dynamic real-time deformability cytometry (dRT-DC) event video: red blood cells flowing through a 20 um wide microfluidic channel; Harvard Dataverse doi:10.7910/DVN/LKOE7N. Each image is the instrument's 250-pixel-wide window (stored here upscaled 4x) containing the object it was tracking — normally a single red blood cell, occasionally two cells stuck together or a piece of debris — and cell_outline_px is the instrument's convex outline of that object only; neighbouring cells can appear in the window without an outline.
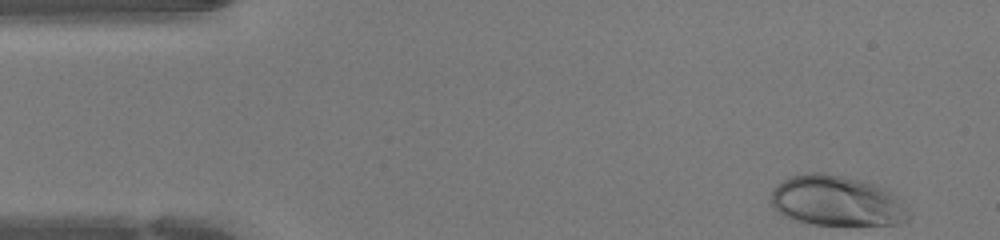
{"species": "human", "species_latin": "Homo sapiens", "temperature_condition": "warm", "stored_images_in_passage": 38, "camera_frame_rate_fps": 3000, "um_per_image_px": 0.085, "donor": {"sex": "female"}, "frame": {"image": 1, "passage_image": 1, "time_ms": 0.0, "image_size_px": [1000, 240], "cell_outline_px": [[908, 220], [896, 224], [812, 224], [792, 220], [784, 216], [772, 204], [772, 188], [776, 184], [792, 176], [808, 172], [828, 172], [860, 180], [884, 188], [896, 196], [908, 208]], "centroid_in_image_um": [71.1, 17.06], "position_along_channel_um": 13.9, "area_um2": 40.17}}
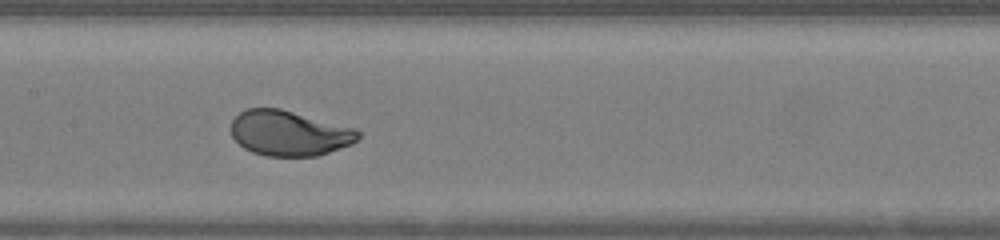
{"frame": {"image": 2, "passage_image": 20, "time_ms": 6.333, "image_size_px": [1000, 240], "cell_outline_px": [[360, 136], [352, 144], [316, 156], [264, 156], [252, 152], [244, 148], [232, 136], [232, 120], [244, 108], [280, 108], [356, 128], [360, 132]], "centroid_in_image_um": [24.58, 11.31], "position_along_channel_um": 182.8, "area_um2": 33.52}}
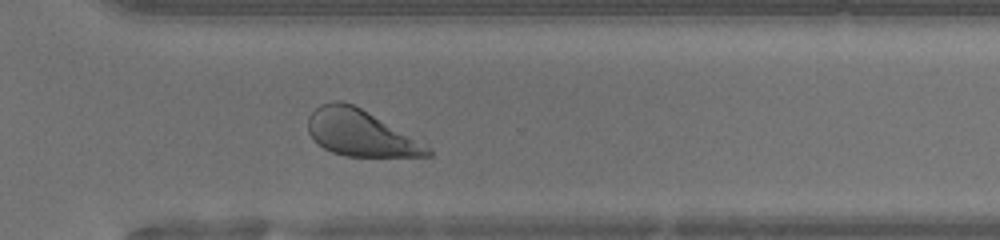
{"frame": {"image": 3, "passage_image": 31, "time_ms": 10.0, "image_size_px": [1000, 240], "cell_outline_px": [[432, 156], [344, 156], [332, 152], [324, 148], [312, 140], [308, 132], [308, 116], [320, 104], [332, 100], [340, 100], [352, 104], [424, 136], [432, 148]], "centroid_in_image_um": [30.81, 11.29], "position_along_channel_um": 339.8, "area_um2": 33.99}, "authors_computed_cell_mechanics": {"area_um2": 34.9401, "velocity_mm_per_s": 4.2807, "shape_relaxation_time_tau1_ms": 2.5003, "shape_relaxation_time_tau2_ms": null, "deformation_change_tau1": 0.1544, "deformation_change_tau2": null}}